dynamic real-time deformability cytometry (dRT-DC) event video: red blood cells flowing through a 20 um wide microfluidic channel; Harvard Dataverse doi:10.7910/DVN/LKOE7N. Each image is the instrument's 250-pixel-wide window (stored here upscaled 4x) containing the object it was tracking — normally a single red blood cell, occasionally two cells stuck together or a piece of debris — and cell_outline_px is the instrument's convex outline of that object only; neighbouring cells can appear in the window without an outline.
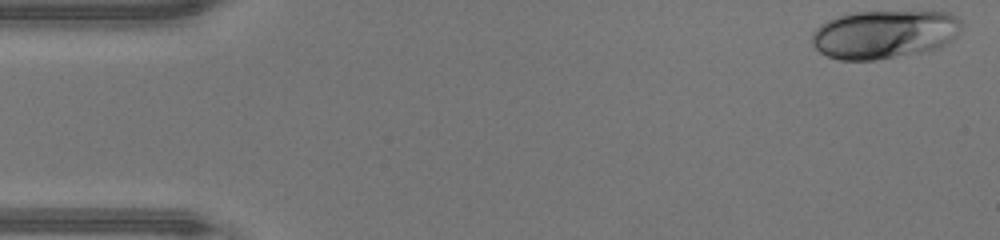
{"species": "human", "species_latin": "Homo sapiens", "temperature_condition": "warm", "stored_images_in_passage": 46, "camera_frame_rate_fps": 3000, "um_per_image_px": 0.085, "donor": {"sex": "male"}, "frame": {"image": 1, "passage_image": 1, "time_ms": 0.0, "image_size_px": [1000, 240], "cell_outline_px": [[964, 24], [956, 36], [952, 40], [940, 48], [924, 52], [876, 60], [840, 60], [828, 56], [820, 52], [812, 44], [812, 32], [820, 24], [828, 20], [852, 12], [948, 12], [956, 16]], "centroid_in_image_um": [75.19, 2.92], "position_along_channel_um": 9.8, "area_um2": 42.43}}
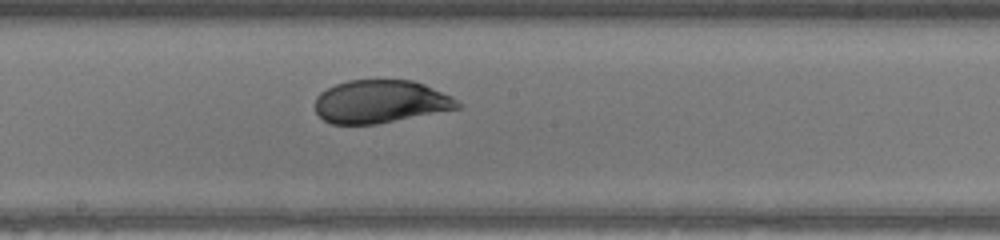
{"frame": {"image": 2, "passage_image": 24, "time_ms": 7.667, "image_size_px": [1000, 240], "cell_outline_px": [[464, 104], [460, 108], [376, 124], [332, 124], [324, 120], [316, 112], [316, 96], [320, 92], [336, 84], [348, 80], [412, 80], [424, 84], [452, 96]], "centroid_in_image_um": [32.36, 8.63], "position_along_channel_um": 215.8, "area_um2": 35.66}}
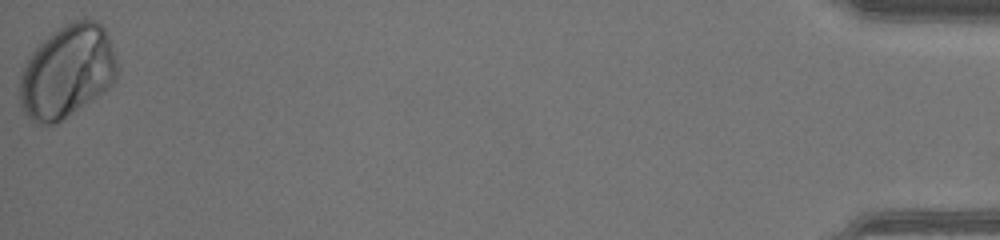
{"frame": {"image": 3, "passage_image": 46, "time_ms": 15.0, "image_size_px": [1000, 240], "cell_outline_px": [[116, 76], [112, 84], [104, 92], [56, 124], [36, 124], [20, 108], [20, 72], [24, 64], [32, 52], [52, 32], [84, 16], [96, 20], [104, 28], [108, 36], [116, 60]], "centroid_in_image_um": [5.69, 6.09], "position_along_channel_um": 429.5, "area_um2": 52.6}, "authors_computed_cell_mechanics": {"area_um2": 39.5641, "velocity_mm_per_s": 4.3662, "shape_relaxation_time_tau1_ms": 4.1558, "shape_relaxation_time_tau2_ms": null, "deformation_change_tau1": 0.1312, "deformation_change_tau2": null}}